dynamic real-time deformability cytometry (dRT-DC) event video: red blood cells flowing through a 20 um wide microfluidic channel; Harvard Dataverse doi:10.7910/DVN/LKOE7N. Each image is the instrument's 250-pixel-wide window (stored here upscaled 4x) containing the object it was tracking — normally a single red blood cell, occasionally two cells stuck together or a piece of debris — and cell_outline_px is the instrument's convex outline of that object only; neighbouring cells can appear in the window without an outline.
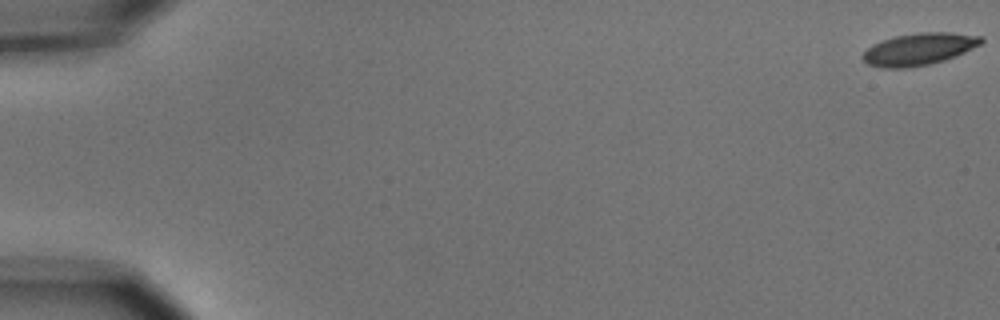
{"species": "common noctule bat (a hibernating species)", "species_latin": "Nyctalus noctula", "temperature_condition": "cold", "stored_images_in_passage": 3, "camera_frame_rate_fps": 3000, "um_per_image_px": 0.085, "animal": {"sex": "male", "body_mass_g": 15.6}, "frame": {"image": 1, "passage_image": 1, "time_ms": 0.0, "image_size_px": [1000, 320], "cell_outline_px": [[984, 40], [980, 44], [956, 56], [944, 60], [928, 64], [908, 68], [880, 68], [868, 64], [860, 56], [872, 44], [896, 36], [920, 32], [952, 32], [984, 36]], "centroid_in_image_um": [78.12, 4.17], "position_along_channel_um": 6.9, "area_um2": 22.14}}